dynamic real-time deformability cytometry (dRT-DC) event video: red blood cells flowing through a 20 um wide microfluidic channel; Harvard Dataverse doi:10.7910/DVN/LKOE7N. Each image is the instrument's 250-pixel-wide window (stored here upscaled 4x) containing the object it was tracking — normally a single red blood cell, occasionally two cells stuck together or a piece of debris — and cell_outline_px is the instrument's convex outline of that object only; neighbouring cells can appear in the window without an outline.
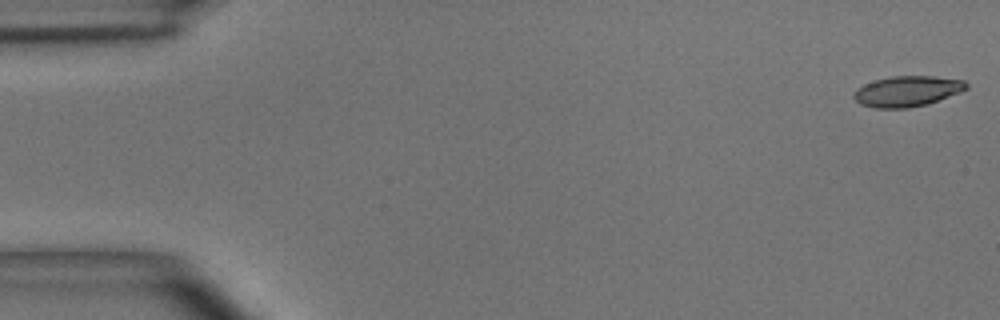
{"species": "common noctule bat (a hibernating species)", "species_latin": "Nyctalus noctula", "temperature_condition": "room temperature", "stored_images_in_passage": 45, "camera_frame_rate_fps": 3000, "um_per_image_px": 0.085, "animal": {"sex": "male", "body_mass_g": 15.6}, "frame": {"image": 1, "passage_image": 1, "time_ms": 0.0, "image_size_px": [1000, 320], "cell_outline_px": [[968, 88], [960, 92], [924, 104], [908, 108], [876, 108], [860, 104], [852, 96], [852, 92], [856, 88], [864, 84], [876, 80], [892, 76], [932, 76], [964, 80], [968, 84]], "centroid_in_image_um": [77.07, 7.75], "position_along_channel_um": 7.9, "area_um2": 19.88}}
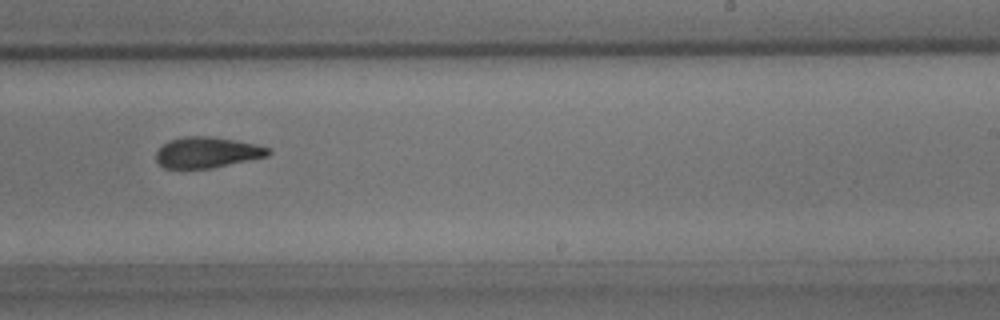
{"frame": {"image": 2, "passage_image": 31, "time_ms": 10.0, "image_size_px": [1000, 320], "cell_outline_px": [[272, 152], [268, 156], [212, 168], [164, 168], [156, 160], [156, 152], [168, 140], [184, 136], [212, 136], [256, 144], [268, 148]], "centroid_in_image_um": [17.6, 12.95], "position_along_channel_um": 271.4, "area_um2": 20.11}}
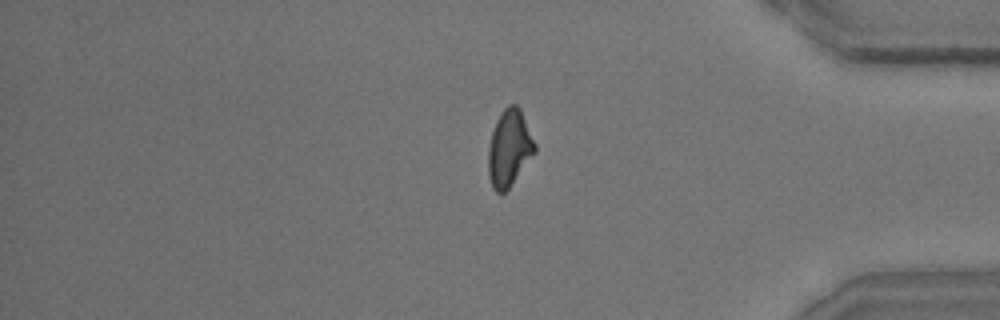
{"frame": {"image": 3, "passage_image": 42, "time_ms": 13.667, "image_size_px": [1000, 320], "cell_outline_px": [[536, 152], [508, 188], [504, 192], [496, 192], [492, 188], [488, 176], [488, 148], [492, 132], [496, 120], [500, 112], [508, 104], [516, 104], [520, 108], [536, 144]], "centroid_in_image_um": [43.28, 12.57], "position_along_channel_um": 391.9, "area_um2": 20.81}}